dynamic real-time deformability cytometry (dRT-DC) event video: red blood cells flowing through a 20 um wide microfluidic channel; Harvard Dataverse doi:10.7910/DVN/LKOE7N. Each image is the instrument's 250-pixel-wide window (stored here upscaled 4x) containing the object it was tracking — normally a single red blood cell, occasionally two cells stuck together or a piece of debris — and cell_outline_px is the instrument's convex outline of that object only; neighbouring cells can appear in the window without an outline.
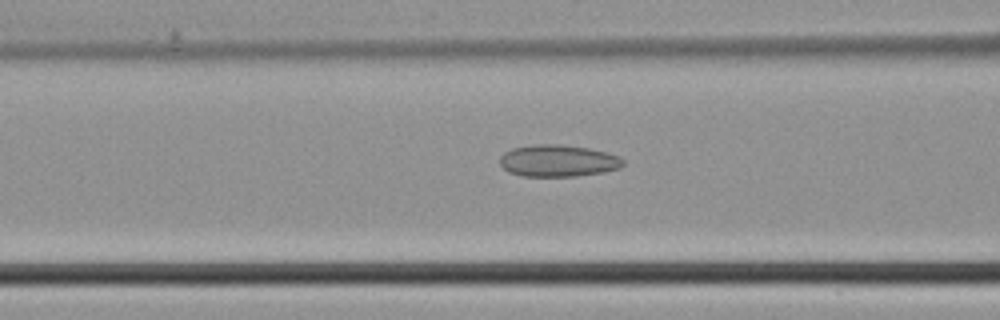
{"species": "common noctule bat (a hibernating species)", "species_latin": "Nyctalus noctula", "temperature_condition": "cold", "stored_images_in_passage": 38, "camera_frame_rate_fps": 3000, "um_per_image_px": 0.085, "animal": {"sex": "male", "body_mass_g": 21.5, "forearm_length_mm": 52.0}, "frame": {"image": 1, "passage_image": 12, "time_ms": 3.667, "image_size_px": [1000, 320], "cell_outline_px": [[624, 164], [620, 168], [604, 172], [576, 176], [520, 176], [508, 172], [500, 164], [500, 156], [504, 152], [512, 148], [536, 144], [560, 144], [588, 148], [620, 156], [624, 160]], "centroid_in_image_um": [47.43, 13.67], "position_along_channel_um": 119.2, "area_um2": 23.0}}
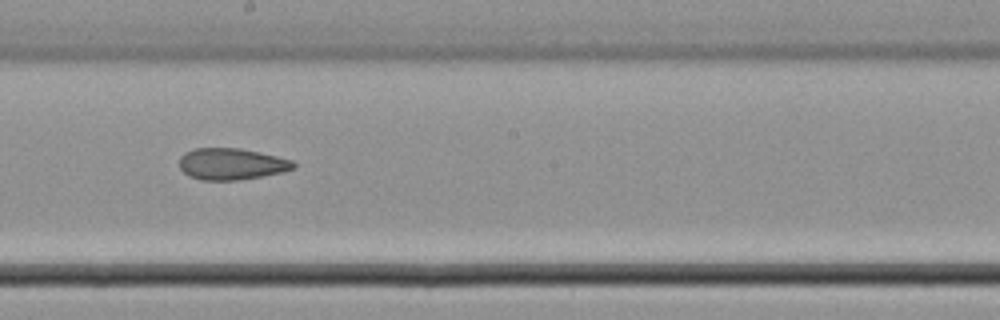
{"frame": {"image": 2, "passage_image": 19, "time_ms": 6.0, "image_size_px": [1000, 320], "cell_outline_px": [[296, 168], [284, 172], [240, 180], [200, 180], [188, 176], [180, 168], [180, 156], [184, 152], [196, 148], [240, 148], [260, 152], [292, 160], [296, 164]], "centroid_in_image_um": [19.68, 13.94], "position_along_channel_um": 228.5, "area_um2": 21.15}}
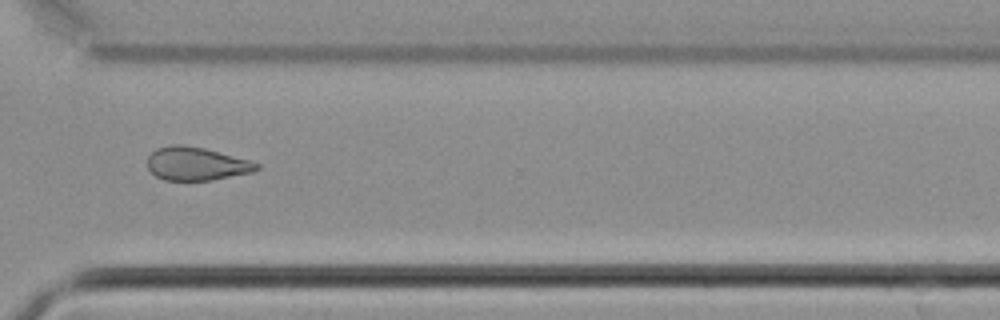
{"frame": {"image": 3, "passage_image": 27, "time_ms": 8.667, "image_size_px": [1000, 320], "cell_outline_px": [[260, 168], [252, 172], [212, 180], [164, 180], [156, 176], [148, 168], [148, 156], [156, 148], [168, 144], [184, 144], [204, 148], [248, 160], [260, 164]], "centroid_in_image_um": [16.66, 13.91], "position_along_channel_um": 353.9, "area_um2": 21.15}}